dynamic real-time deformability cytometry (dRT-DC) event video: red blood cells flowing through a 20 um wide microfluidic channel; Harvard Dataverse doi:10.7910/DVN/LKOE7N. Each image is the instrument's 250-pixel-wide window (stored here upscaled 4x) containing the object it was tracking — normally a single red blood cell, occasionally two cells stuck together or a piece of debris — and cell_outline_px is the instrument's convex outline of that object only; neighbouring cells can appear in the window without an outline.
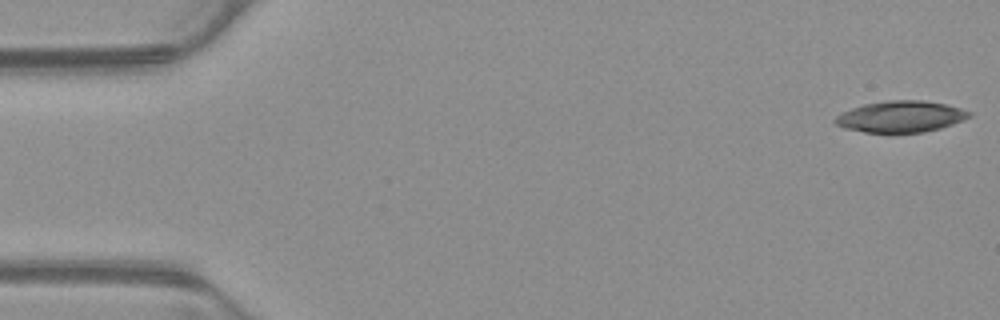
{"species": "common noctule bat (a hibernating species)", "species_latin": "Nyctalus noctula", "temperature_condition": "warm", "stored_images_in_passage": 53, "camera_frame_rate_fps": 3000, "um_per_image_px": 0.085, "animal": {"sex": "male", "body_mass_g": 23.1, "forearm_length_mm": 52.7}, "frame": {"image": 1, "passage_image": 1, "time_ms": 0.0, "image_size_px": [1000, 320], "cell_outline_px": [[972, 116], [964, 120], [940, 128], [924, 132], [892, 136], [888, 136], [864, 132], [844, 128], [836, 124], [832, 120], [836, 116], [852, 108], [864, 104], [888, 100], [924, 100], [944, 104], [960, 108], [972, 112]], "centroid_in_image_um": [76.55, 9.96], "position_along_channel_um": 8.5, "area_um2": 25.32}}
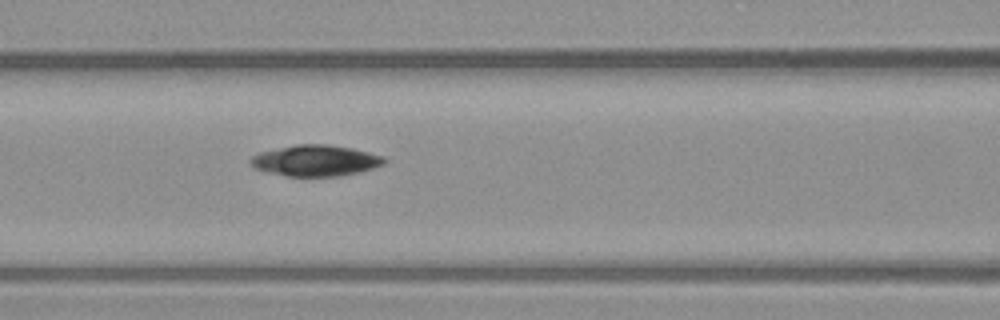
{"frame": {"image": 2, "passage_image": 22, "time_ms": 7.0, "image_size_px": [1000, 320], "cell_outline_px": [[388, 160], [384, 164], [360, 172], [340, 176], [284, 176], [268, 172], [256, 168], [248, 160], [252, 156], [260, 152], [296, 144], [328, 144], [352, 148], [384, 156]], "centroid_in_image_um": [26.85, 13.65], "position_along_channel_um": 139.8, "area_um2": 24.22}}
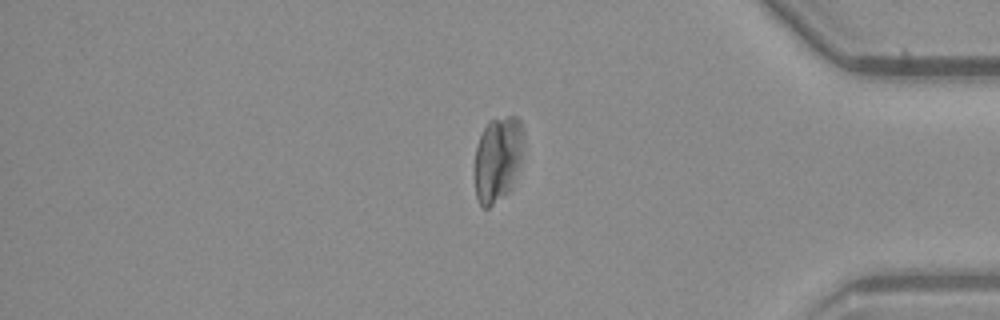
{"frame": {"image": 3, "passage_image": 44, "time_ms": 14.333, "image_size_px": [1000, 320], "cell_outline_px": [[524, 152], [512, 192], [488, 208], [484, 208], [480, 204], [476, 196], [476, 148], [480, 136], [484, 128], [492, 120], [508, 116], [516, 116], [520, 120], [524, 128]], "centroid_in_image_um": [42.39, 13.54], "position_along_channel_um": 392.8, "area_um2": 24.91}, "authors_computed_cell_mechanics": {"area_um2": 24.3916, "velocity_mm_per_s": 3.8455, "shape_relaxation_time_tau1_ms": 3.0504, "shape_relaxation_time_tau2_ms": null, "deformation_change_tau1": 0.2079, "deformation_change_tau2": null}}